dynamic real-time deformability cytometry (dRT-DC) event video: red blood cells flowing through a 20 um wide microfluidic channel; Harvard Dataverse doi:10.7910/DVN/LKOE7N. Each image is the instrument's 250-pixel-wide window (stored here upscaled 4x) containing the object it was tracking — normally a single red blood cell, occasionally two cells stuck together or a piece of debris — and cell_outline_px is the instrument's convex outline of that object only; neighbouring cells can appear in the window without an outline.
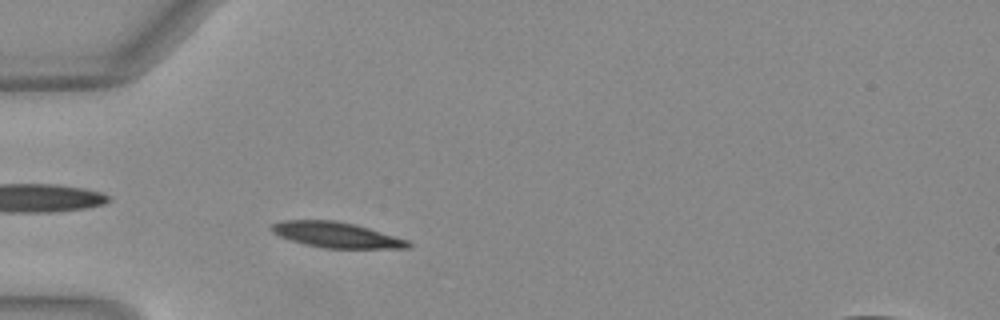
{"species": "Egyptian fruit bat (a non-hibernating species)", "species_latin": "Rousettus aegyptiacus", "temperature_condition": "warm", "stored_images_in_passage": 43, "camera_frame_rate_fps": 3000, "um_per_image_px": 0.085, "animal": {"sex": "female"}, "frame": {"image": 1, "passage_image": 8, "time_ms": 2.333, "image_size_px": [1000, 320], "cell_outline_px": [[412, 248], [324, 248], [304, 244], [280, 236], [272, 232], [268, 228], [272, 224], [280, 220], [336, 220], [356, 224], [408, 240], [412, 244]], "centroid_in_image_um": [28.58, 19.96], "position_along_channel_um": 56.4, "area_um2": 20.4}}
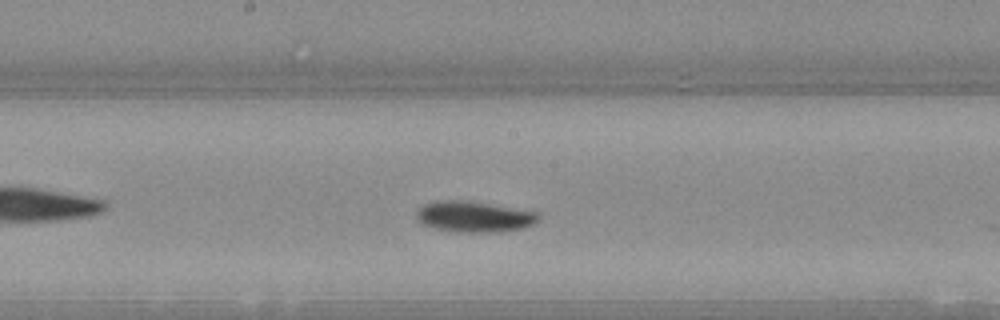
{"frame": {"image": 2, "passage_image": 20, "time_ms": 6.333, "image_size_px": [1000, 320], "cell_outline_px": [[540, 216], [532, 224], [524, 228], [496, 232], [460, 232], [432, 228], [420, 224], [416, 220], [416, 212], [424, 204], [444, 200], [468, 200], [540, 212]], "centroid_in_image_um": [40.28, 18.41], "position_along_channel_um": 207.9, "area_um2": 22.14}}
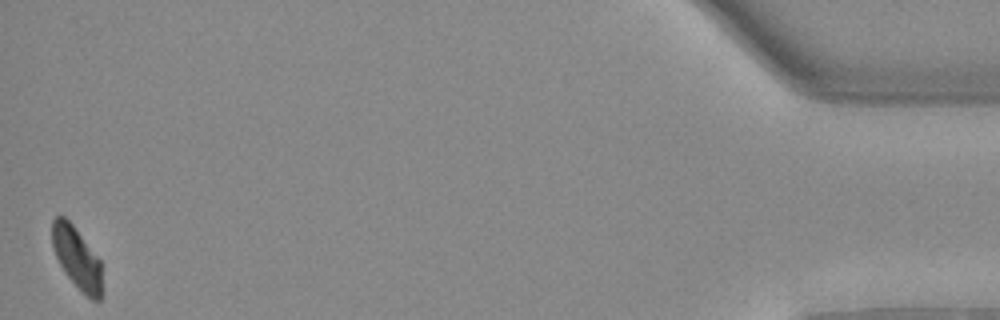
{"frame": {"image": 3, "passage_image": 43, "time_ms": 14.0, "image_size_px": [1000, 320], "cell_outline_px": [[104, 292], [100, 300], [92, 300], [64, 272], [56, 256], [52, 244], [52, 220], [56, 216], [64, 216], [72, 224], [100, 260]], "centroid_in_image_um": [6.56, 21.94], "position_along_channel_um": 428.6, "area_um2": 17.8}, "authors_computed_cell_mechanics": {"area_um2": 20.2878, "velocity_mm_per_s": 4.0187, "shape_relaxation_time_tau1_ms": 2.7691, "shape_relaxation_time_tau2_ms": 2.8941, "deformation_change_tau1": 0.1309, "deformation_change_tau2": 0.0663}}